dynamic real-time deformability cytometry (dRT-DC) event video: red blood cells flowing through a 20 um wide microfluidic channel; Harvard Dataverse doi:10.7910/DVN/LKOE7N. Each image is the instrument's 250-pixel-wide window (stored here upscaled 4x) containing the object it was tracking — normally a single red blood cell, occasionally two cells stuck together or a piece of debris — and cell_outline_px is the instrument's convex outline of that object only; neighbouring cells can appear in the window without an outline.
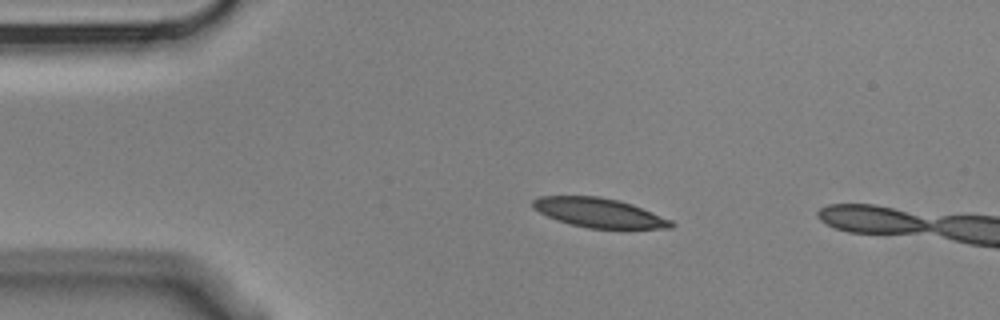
{"species": "Egyptian fruit bat (a non-hibernating species)", "species_latin": "Rousettus aegyptiacus", "temperature_condition": "cold", "stored_images_in_passage": 2, "camera_frame_rate_fps": 3000, "um_per_image_px": 0.085, "animal": {"sex": "male"}, "frame": {"image": 1, "passage_image": 1, "time_ms": 0.0, "image_size_px": [1000, 320], "cell_outline_px": [[676, 224], [672, 228], [588, 228], [556, 220], [532, 208], [532, 200], [540, 196], [600, 196], [632, 204], [672, 220]], "centroid_in_image_um": [50.91, 18.08], "position_along_channel_um": 34.1, "area_um2": 23.47}}